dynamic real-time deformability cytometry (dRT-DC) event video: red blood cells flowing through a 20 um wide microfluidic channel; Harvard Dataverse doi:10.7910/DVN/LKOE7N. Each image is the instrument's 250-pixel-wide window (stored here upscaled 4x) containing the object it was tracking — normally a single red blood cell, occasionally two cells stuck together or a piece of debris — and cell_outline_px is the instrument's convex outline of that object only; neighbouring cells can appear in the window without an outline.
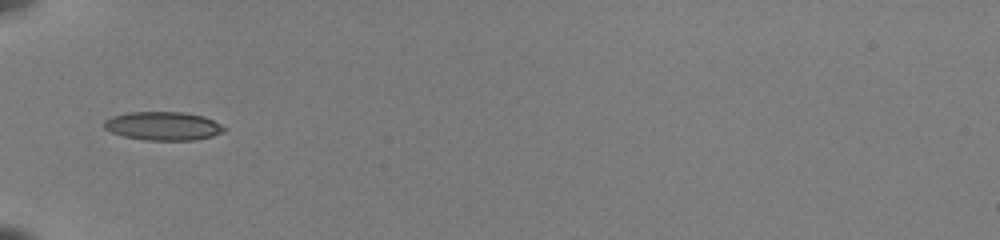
{"species": "common noctule bat (a hibernating species)", "species_latin": "Nyctalus noctula", "temperature_condition": "room temperature", "stored_images_in_passage": 33, "camera_frame_rate_fps": 3000, "um_per_image_px": 0.085, "animal": {"sex": "female", "body_mass_g": 22.0, "forearm_length_mm": 56.7}, "frame": {"image": 1, "passage_image": 1, "time_ms": 0.0, "image_size_px": [1000, 240], "cell_outline_px": [[228, 128], [224, 132], [212, 136], [196, 140], [144, 140], [124, 136], [112, 132], [104, 128], [104, 120], [112, 116], [128, 112], [184, 112], [204, 116]], "centroid_in_image_um": [13.88, 10.71], "position_along_channel_um": 71.1, "area_um2": 20.06}}
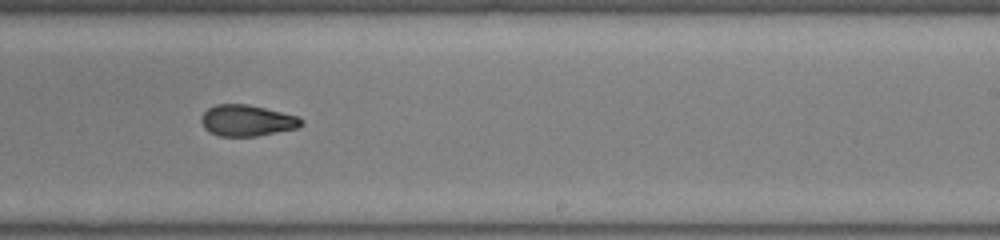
{"frame": {"image": 2, "passage_image": 16, "time_ms": 5.0, "image_size_px": [1000, 240], "cell_outline_px": [[304, 124], [296, 128], [256, 136], [220, 136], [208, 132], [204, 128], [200, 120], [200, 116], [208, 108], [216, 104], [248, 104], [296, 116], [304, 120]], "centroid_in_image_um": [20.95, 10.24], "position_along_channel_um": 268.1, "area_um2": 18.15}}
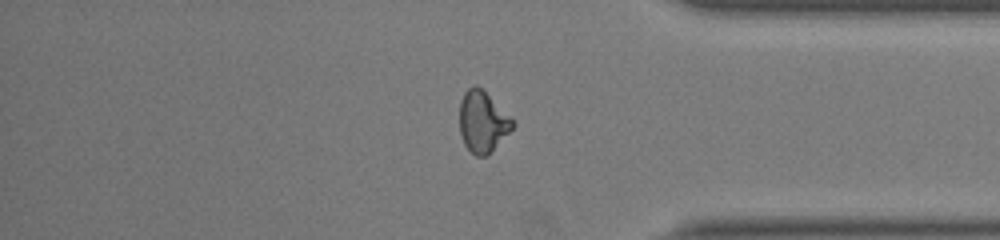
{"frame": {"image": 3, "passage_image": 26, "time_ms": 8.333, "image_size_px": [1000, 240], "cell_outline_px": [[516, 124], [488, 156], [476, 156], [464, 144], [460, 132], [460, 100], [464, 92], [472, 84], [476, 84]], "centroid_in_image_um": [40.99, 10.37], "position_along_channel_um": 394.2, "area_um2": 18.5}}